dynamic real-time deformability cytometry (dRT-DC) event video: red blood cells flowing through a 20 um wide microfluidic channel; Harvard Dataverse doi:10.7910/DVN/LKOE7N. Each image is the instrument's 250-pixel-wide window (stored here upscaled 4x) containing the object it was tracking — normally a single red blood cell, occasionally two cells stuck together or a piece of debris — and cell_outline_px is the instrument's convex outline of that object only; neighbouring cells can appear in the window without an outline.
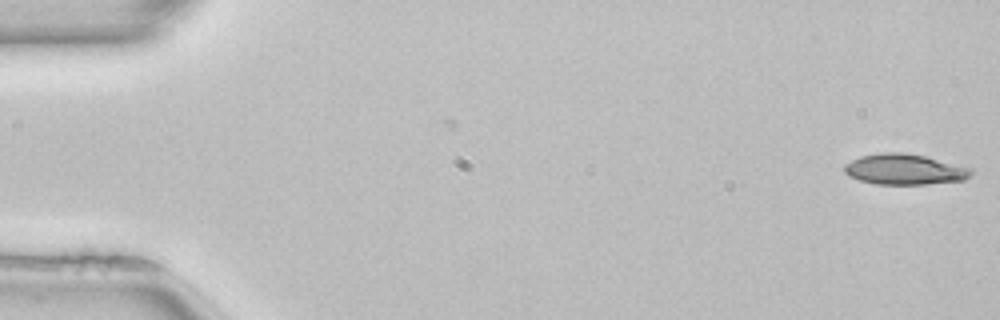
{"species": "common noctule bat (a hibernating species)", "species_latin": "Nyctalus noctula", "temperature_condition": "room temperature", "stored_images_in_passage": 51, "camera_frame_rate_fps": 3000, "um_per_image_px": 0.085, "animal": {"sex": "female", "body_mass_g": 22.7, "forearm_length_mm": 54.2}, "frame": {"image": 1, "passage_image": 1, "time_ms": 0.0, "image_size_px": [1000, 320], "cell_outline_px": [[972, 172], [964, 180], [924, 184], [876, 184], [860, 180], [848, 176], [844, 172], [844, 164], [860, 156], [884, 152], [904, 152], [924, 156], [972, 168]], "centroid_in_image_um": [76.85, 14.39], "position_along_channel_um": 8.2, "area_um2": 22.48}}
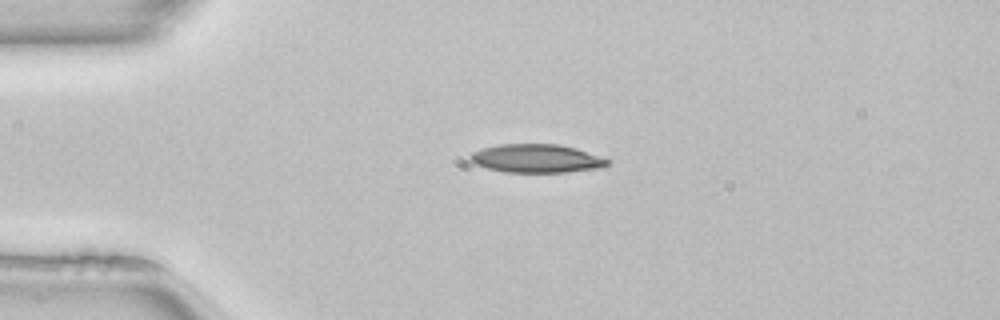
{"frame": {"image": 2, "passage_image": 12, "time_ms": 3.667, "image_size_px": [1000, 320], "cell_outline_px": [[612, 160], [604, 168], [564, 172], [504, 172], [488, 168], [476, 164], [468, 160], [468, 156], [472, 152], [484, 148], [500, 144], [556, 144], [576, 148]], "centroid_in_image_um": [45.62, 13.47], "position_along_channel_um": 39.4, "area_um2": 22.83}}
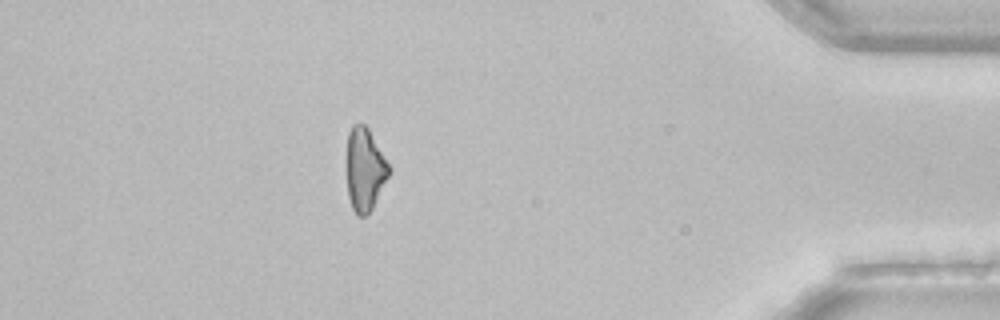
{"frame": {"image": 3, "passage_image": 45, "time_ms": 14.667, "image_size_px": [1000, 320], "cell_outline_px": [[392, 168], [372, 208], [364, 216], [356, 216], [352, 208], [348, 196], [348, 132], [352, 124], [364, 124], [368, 128]], "centroid_in_image_um": [31.02, 14.4], "position_along_channel_um": 404.2, "area_um2": 20.11}}